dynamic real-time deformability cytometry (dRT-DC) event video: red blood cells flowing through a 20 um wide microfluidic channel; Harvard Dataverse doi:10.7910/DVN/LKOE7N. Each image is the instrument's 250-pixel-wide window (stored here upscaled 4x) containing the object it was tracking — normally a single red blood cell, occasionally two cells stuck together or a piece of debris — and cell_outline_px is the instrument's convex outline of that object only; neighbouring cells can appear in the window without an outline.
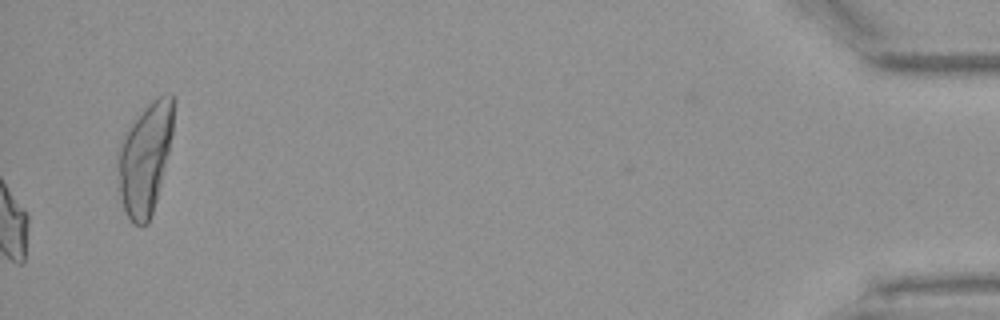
{"species": "Egyptian fruit bat (a non-hibernating species)", "species_latin": "Rousettus aegyptiacus", "temperature_condition": "warm", "stored_images_in_passage": 52, "camera_frame_rate_fps": 3000, "um_per_image_px": 0.085, "animal": {"sex": "female"}, "frame": {"image": 1, "passage_image": 52, "time_ms": 17.0, "image_size_px": [1000, 320], "cell_outline_px": [[176, 100], [172, 136], [156, 200], [148, 224], [136, 224], [128, 216], [124, 208], [116, 188], [116, 148], [124, 132], [136, 116], [156, 96], [168, 92], [172, 92]], "centroid_in_image_um": [12.3, 13.36], "position_along_channel_um": 422.9, "area_um2": 37.05}, "authors_computed_cell_mechanics": {"area_um2": 22.1085, "velocity_mm_per_s": 3.8683, "shape_relaxation_time_tau1_ms": null, "shape_relaxation_time_tau2_ms": 2.1828, "deformation_change_tau1": null, "deformation_change_tau2": 0.0844}}